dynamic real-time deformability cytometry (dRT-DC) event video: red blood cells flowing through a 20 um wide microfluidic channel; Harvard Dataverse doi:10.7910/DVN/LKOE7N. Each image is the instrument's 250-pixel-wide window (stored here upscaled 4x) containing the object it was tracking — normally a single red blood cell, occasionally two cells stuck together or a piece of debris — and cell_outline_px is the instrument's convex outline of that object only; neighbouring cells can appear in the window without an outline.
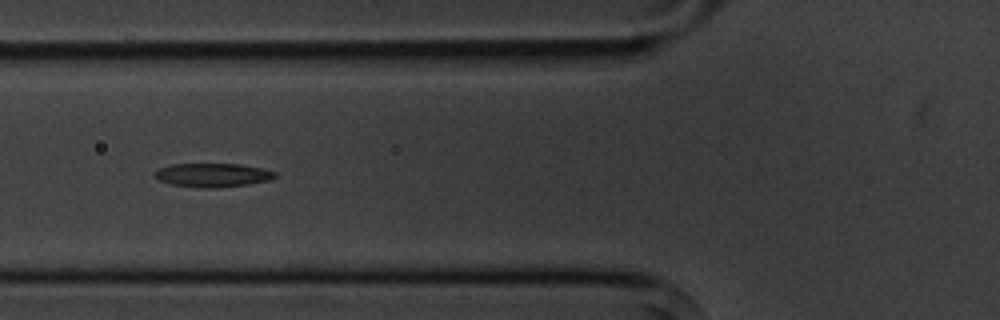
{"species": "common noctule bat (a hibernating species)", "species_latin": "Nyctalus noctula", "temperature_condition": "cold", "stored_images_in_passage": 15, "segment_of_instrument_passage": [1, 2], "camera_frame_rate_fps": 3000, "um_per_image_px": 0.085, "animal": {"sex": "male", "body_mass_g": 20.1, "forearm_length_mm": 53.5}, "frame": {"image": 1, "passage_image": 5, "time_ms": 5.667, "image_size_px": [1000, 320], "cell_outline_px": [[276, 176], [268, 180], [248, 184], [220, 188], [200, 188], [172, 184], [156, 180], [156, 172], [160, 168], [172, 164], [240, 164], [260, 168], [276, 172]], "centroid_in_image_um": [18.07, 14.89], "position_along_channel_um": 107.7, "area_um2": 16.53}}
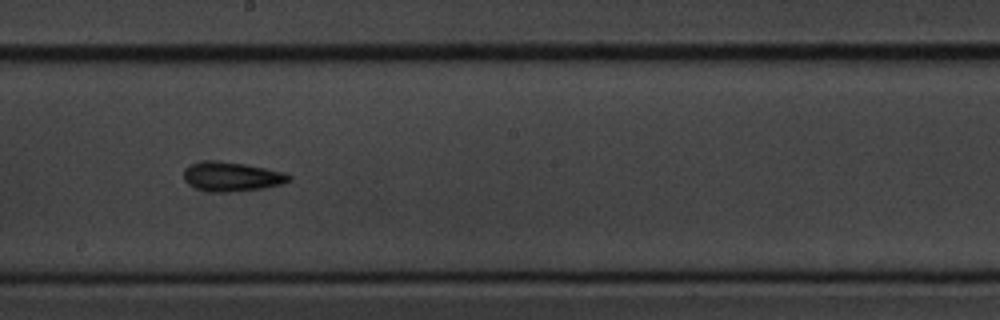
{"frame": {"image": 2, "passage_image": 8, "time_ms": 9.0, "image_size_px": [1000, 320], "cell_outline_px": [[292, 180], [280, 184], [264, 188], [232, 192], [212, 192], [196, 188], [188, 184], [184, 180], [184, 168], [192, 164], [204, 160], [216, 160], [244, 164], [284, 172], [292, 176]], "centroid_in_image_um": [19.68, 15.01], "position_along_channel_um": 228.5, "area_um2": 18.03}}
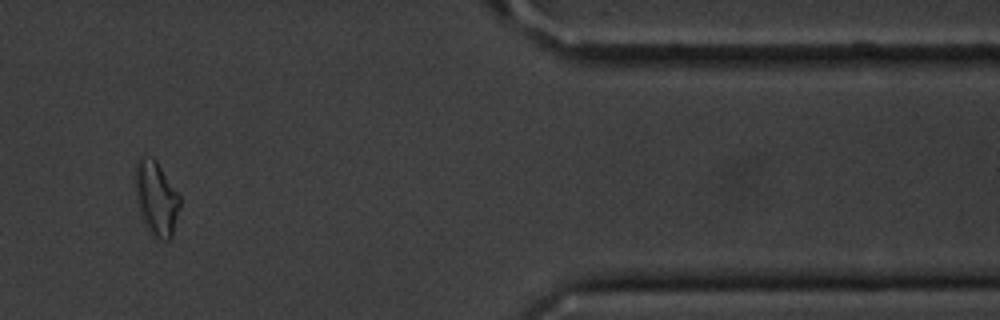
{"frame": {"image": 3, "passage_image": 12, "time_ms": 14.667, "image_size_px": [1000, 320], "cell_outline_px": [[180, 204], [172, 236], [168, 240], [160, 240], [148, 232], [144, 224], [136, 200], [132, 180], [132, 176], [136, 164], [140, 156], [152, 156], [156, 160], [180, 196]], "centroid_in_image_um": [13.22, 16.83], "position_along_channel_um": 398.2, "area_um2": 19.77}}